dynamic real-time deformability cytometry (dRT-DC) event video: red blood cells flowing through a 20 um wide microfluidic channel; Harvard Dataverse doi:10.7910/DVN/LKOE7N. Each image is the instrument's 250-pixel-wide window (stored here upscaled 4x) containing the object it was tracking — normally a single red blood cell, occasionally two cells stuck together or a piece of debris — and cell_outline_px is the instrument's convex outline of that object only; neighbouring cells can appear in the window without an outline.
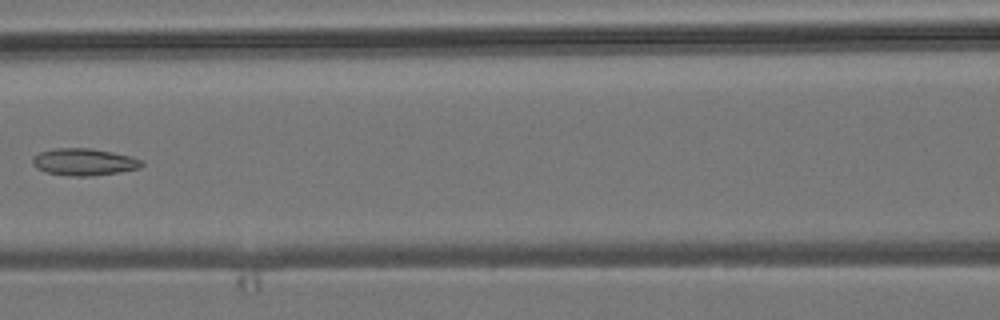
{"species": "common noctule bat (a hibernating species)", "species_latin": "Nyctalus noctula", "temperature_condition": "room temperature", "stored_images_in_passage": 7, "camera_frame_rate_fps": 3000, "um_per_image_px": 0.085, "animal": {"sex": "male", "body_mass_g": 19.2, "forearm_length_mm": 51.8}, "frame": {"image": 1, "passage_image": 6, "time_ms": 6.0, "image_size_px": [1000, 320], "cell_outline_px": [[144, 164], [140, 168], [92, 176], [68, 176], [48, 172], [36, 168], [32, 164], [32, 156], [40, 152], [56, 148], [92, 148], [132, 156], [140, 160]], "centroid_in_image_um": [7.12, 13.76], "position_along_channel_um": 159.5, "area_um2": 17.17}}
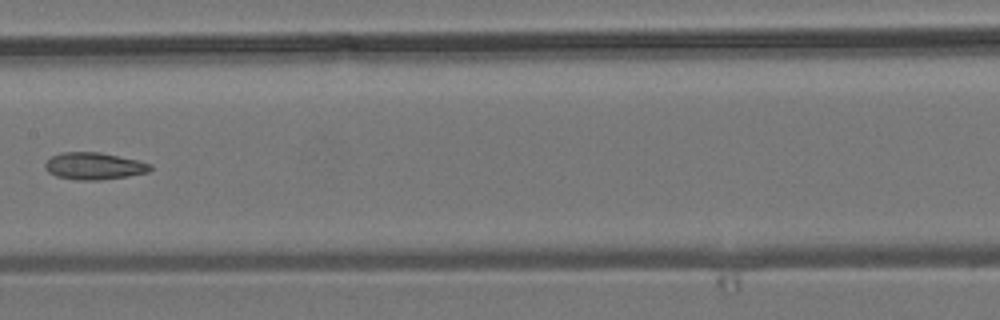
{"frame": {"image": 2, "passage_image": 7, "time_ms": 7.0, "image_size_px": [1000, 320], "cell_outline_px": [[152, 168], [148, 172], [128, 176], [100, 180], [76, 180], [56, 176], [48, 172], [44, 168], [44, 164], [52, 156], [60, 152], [100, 152], [136, 160], [152, 164]], "centroid_in_image_um": [7.97, 14.11], "position_along_channel_um": 199.4, "area_um2": 16.59}}